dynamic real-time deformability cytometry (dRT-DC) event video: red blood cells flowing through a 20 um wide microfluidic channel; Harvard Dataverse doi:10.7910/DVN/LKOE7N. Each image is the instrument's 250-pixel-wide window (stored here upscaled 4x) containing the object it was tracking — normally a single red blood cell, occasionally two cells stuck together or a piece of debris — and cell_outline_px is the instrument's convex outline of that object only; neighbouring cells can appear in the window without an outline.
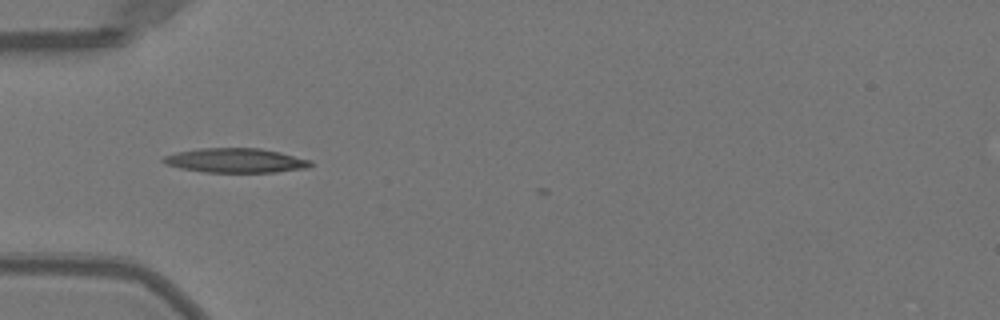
{"species": "Egyptian fruit bat (a non-hibernating species)", "species_latin": "Rousettus aegyptiacus", "temperature_condition": "warm", "stored_images_in_passage": 5, "camera_frame_rate_fps": 3000, "um_per_image_px": 0.085, "animal": {"sex": "female"}, "frame": {"image": 1, "passage_image": 2, "time_ms": 0.333, "image_size_px": [1000, 320], "cell_outline_px": [[312, 164], [308, 168], [276, 172], [204, 172], [180, 168], [164, 164], [160, 160], [164, 156], [176, 152], [200, 148], [260, 148], [280, 152], [312, 160]], "centroid_in_image_um": [20.02, 13.64], "position_along_channel_um": 65.0, "area_um2": 21.1}}